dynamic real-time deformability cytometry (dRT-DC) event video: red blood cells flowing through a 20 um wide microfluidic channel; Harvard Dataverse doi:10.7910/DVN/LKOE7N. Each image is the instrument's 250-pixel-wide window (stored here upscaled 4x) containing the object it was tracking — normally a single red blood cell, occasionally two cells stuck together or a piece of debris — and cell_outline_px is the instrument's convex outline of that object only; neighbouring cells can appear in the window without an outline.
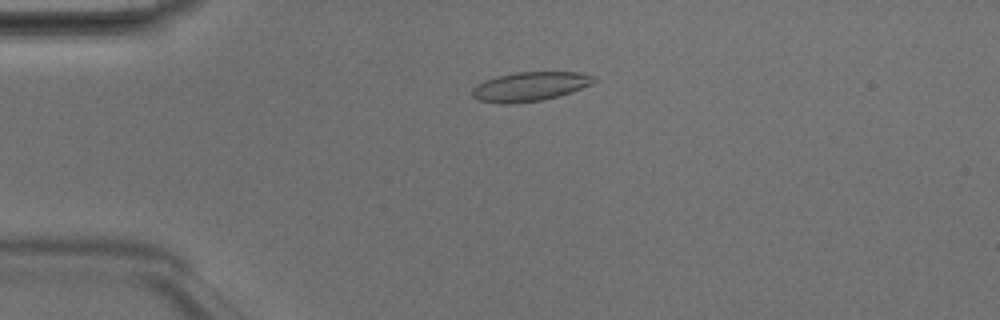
{"species": "Egyptian fruit bat (a non-hibernating species)", "species_latin": "Rousettus aegyptiacus", "temperature_condition": "room temperature", "stored_images_in_passage": 49, "camera_frame_rate_fps": 3000, "um_per_image_px": 0.085, "animal": {"sex": "male"}, "frame": {"image": 1, "passage_image": 12, "time_ms": 3.667, "image_size_px": [1000, 320], "cell_outline_px": [[596, 80], [592, 84], [556, 96], [540, 100], [508, 104], [500, 104], [480, 100], [472, 96], [472, 88], [476, 84], [484, 80], [496, 76], [516, 72], [580, 72], [596, 76]], "centroid_in_image_um": [45.01, 7.34], "position_along_channel_um": 40.0, "area_um2": 20.58}}
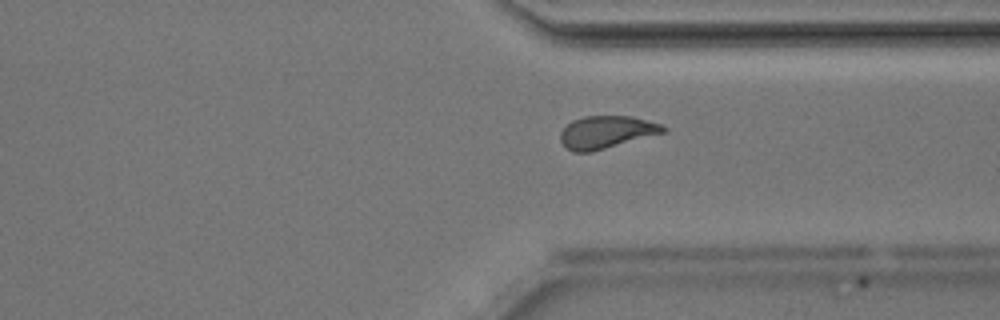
{"frame": {"image": 2, "passage_image": 37, "time_ms": 12.0, "image_size_px": [1000, 320], "cell_outline_px": [[668, 128], [664, 132], [592, 152], [572, 152], [564, 148], [560, 140], [560, 132], [572, 120], [584, 116], [632, 116], [660, 124]], "centroid_in_image_um": [51.49, 11.24], "position_along_channel_um": 359.9, "area_um2": 19.48}}
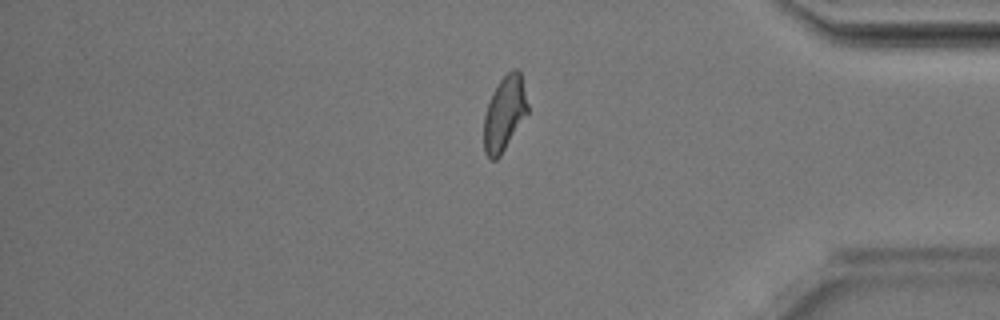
{"frame": {"image": 3, "passage_image": 41, "time_ms": 13.333, "image_size_px": [1000, 320], "cell_outline_px": [[528, 112], [500, 156], [496, 160], [488, 160], [484, 152], [484, 116], [492, 92], [500, 80], [512, 68], [516, 68], [520, 72], [528, 104]], "centroid_in_image_um": [42.86, 9.66], "position_along_channel_um": 392.3, "area_um2": 18.96}, "authors_computed_cell_mechanics": {"area_um2": 19.8254, "velocity_mm_per_s": 4.1919, "shape_relaxation_time_tau1_ms": 5.5616, "shape_relaxation_time_tau2_ms": 1.3989, "deformation_change_tau1": 0.149, "deformation_change_tau2": 0.0705}}